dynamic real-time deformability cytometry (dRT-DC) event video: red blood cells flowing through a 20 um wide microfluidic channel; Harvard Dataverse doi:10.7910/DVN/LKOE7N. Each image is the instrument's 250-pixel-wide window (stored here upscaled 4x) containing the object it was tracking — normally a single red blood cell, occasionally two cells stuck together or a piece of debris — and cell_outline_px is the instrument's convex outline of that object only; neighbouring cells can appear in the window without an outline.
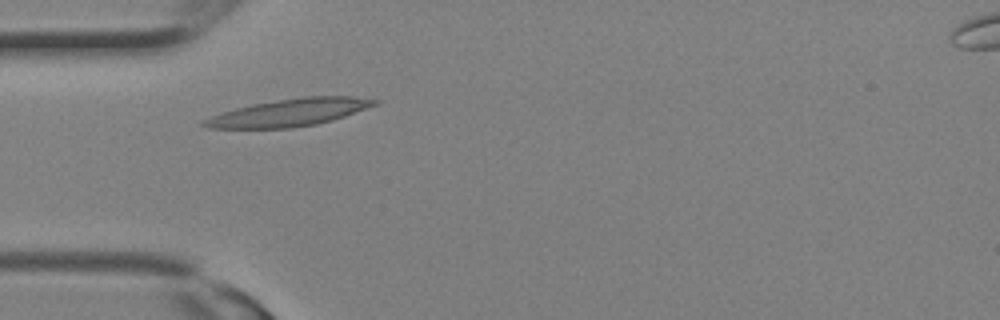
{"species": "Egyptian fruit bat (a non-hibernating species)", "species_latin": "Rousettus aegyptiacus", "temperature_condition": "room temperature", "stored_images_in_passage": 12, "camera_frame_rate_fps": 3000, "um_per_image_px": 0.085, "animal": {"sex": "female"}, "frame": {"image": 1, "passage_image": 5, "time_ms": 1.333, "image_size_px": [1000, 320], "cell_outline_px": [[380, 104], [332, 120], [316, 124], [292, 128], [208, 128], [200, 124], [200, 120], [220, 112], [252, 104], [276, 100], [304, 96], [352, 96], [380, 100]], "centroid_in_image_um": [24.58, 9.56], "position_along_channel_um": 60.4, "area_um2": 27.4}}
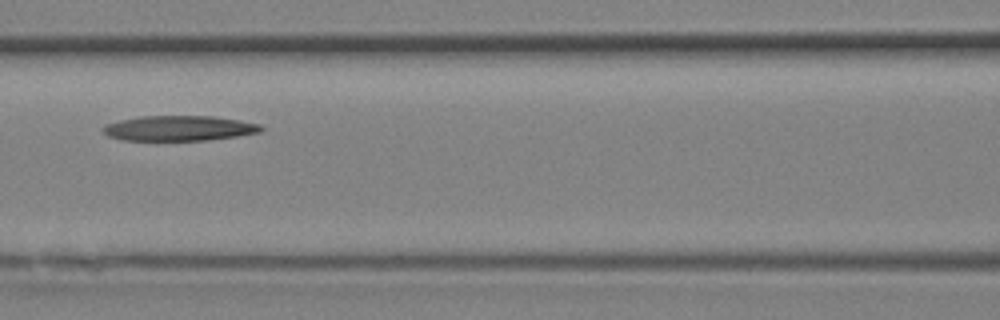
{"frame": {"image": 2, "passage_image": 9, "time_ms": 2.667, "image_size_px": [1000, 320], "cell_outline_px": [[264, 128], [260, 132], [236, 136], [208, 140], [120, 140], [108, 136], [100, 128], [104, 124], [120, 120], [140, 116], [212, 116], [240, 120], [260, 124]], "centroid_in_image_um": [15.19, 10.9], "position_along_channel_um": 151.4, "area_um2": 23.24}}
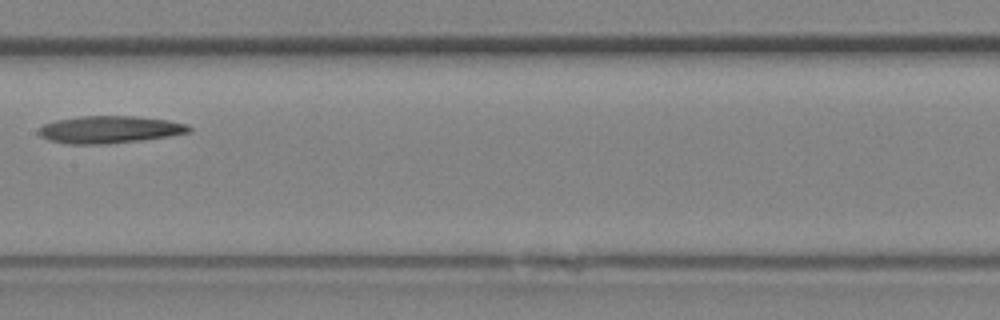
{"frame": {"image": 3, "passage_image": 11, "time_ms": 3.333, "image_size_px": [1000, 320], "cell_outline_px": [[192, 132], [168, 136], [140, 140], [108, 144], [68, 144], [48, 140], [40, 136], [36, 132], [44, 124], [56, 120], [80, 116], [132, 116], [168, 120], [188, 124], [192, 128]], "centroid_in_image_um": [9.31, 11.01], "position_along_channel_um": 198.1, "area_um2": 23.99}}